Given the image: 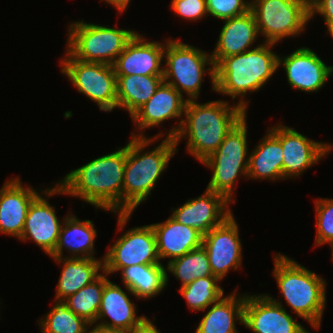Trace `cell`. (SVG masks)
<instances>
[{
	"mask_svg": "<svg viewBox=\"0 0 333 333\" xmlns=\"http://www.w3.org/2000/svg\"><path fill=\"white\" fill-rule=\"evenodd\" d=\"M126 163V146L98 157L70 173L56 187L42 191L48 198L55 194L80 197L105 211L118 214V226L124 228L131 214H122V190ZM48 190V191H47Z\"/></svg>",
	"mask_w": 333,
	"mask_h": 333,
	"instance_id": "1",
	"label": "cell"
},
{
	"mask_svg": "<svg viewBox=\"0 0 333 333\" xmlns=\"http://www.w3.org/2000/svg\"><path fill=\"white\" fill-rule=\"evenodd\" d=\"M184 119L168 132L176 145L188 137L187 151L200 162L217 150L226 134L246 115L238 104L229 106L227 101H210L205 104L187 100Z\"/></svg>",
	"mask_w": 333,
	"mask_h": 333,
	"instance_id": "2",
	"label": "cell"
},
{
	"mask_svg": "<svg viewBox=\"0 0 333 333\" xmlns=\"http://www.w3.org/2000/svg\"><path fill=\"white\" fill-rule=\"evenodd\" d=\"M131 134L132 139L126 145L122 214H132L141 202L147 200L159 176L168 166L170 158L175 151H178L175 140L166 137L152 151L142 154L145 147L155 142L164 133L150 139L144 137L141 131L137 135Z\"/></svg>",
	"mask_w": 333,
	"mask_h": 333,
	"instance_id": "3",
	"label": "cell"
},
{
	"mask_svg": "<svg viewBox=\"0 0 333 333\" xmlns=\"http://www.w3.org/2000/svg\"><path fill=\"white\" fill-rule=\"evenodd\" d=\"M275 43H260L257 47L238 55L223 58L215 66V91L224 95L242 97L237 103L245 111V94L258 91L278 70V55L270 48Z\"/></svg>",
	"mask_w": 333,
	"mask_h": 333,
	"instance_id": "4",
	"label": "cell"
},
{
	"mask_svg": "<svg viewBox=\"0 0 333 333\" xmlns=\"http://www.w3.org/2000/svg\"><path fill=\"white\" fill-rule=\"evenodd\" d=\"M273 275L286 303L313 328L319 329L326 303V282L294 259L278 253Z\"/></svg>",
	"mask_w": 333,
	"mask_h": 333,
	"instance_id": "5",
	"label": "cell"
},
{
	"mask_svg": "<svg viewBox=\"0 0 333 333\" xmlns=\"http://www.w3.org/2000/svg\"><path fill=\"white\" fill-rule=\"evenodd\" d=\"M246 115L226 134L217 150L202 163L213 170L207 189L234 202L232 192L238 176L248 175L249 156ZM246 157V158H245Z\"/></svg>",
	"mask_w": 333,
	"mask_h": 333,
	"instance_id": "6",
	"label": "cell"
},
{
	"mask_svg": "<svg viewBox=\"0 0 333 333\" xmlns=\"http://www.w3.org/2000/svg\"><path fill=\"white\" fill-rule=\"evenodd\" d=\"M164 58V82L173 86L181 95L187 93L189 98L186 100L198 99L206 70L211 77L212 90L215 91V66L206 51L179 40L166 39ZM208 64L211 68L205 69Z\"/></svg>",
	"mask_w": 333,
	"mask_h": 333,
	"instance_id": "7",
	"label": "cell"
},
{
	"mask_svg": "<svg viewBox=\"0 0 333 333\" xmlns=\"http://www.w3.org/2000/svg\"><path fill=\"white\" fill-rule=\"evenodd\" d=\"M136 33L81 20L69 26L66 50L74 59L113 65Z\"/></svg>",
	"mask_w": 333,
	"mask_h": 333,
	"instance_id": "8",
	"label": "cell"
},
{
	"mask_svg": "<svg viewBox=\"0 0 333 333\" xmlns=\"http://www.w3.org/2000/svg\"><path fill=\"white\" fill-rule=\"evenodd\" d=\"M259 34L266 43L301 34L310 20L309 6L303 0H254L250 1Z\"/></svg>",
	"mask_w": 333,
	"mask_h": 333,
	"instance_id": "9",
	"label": "cell"
},
{
	"mask_svg": "<svg viewBox=\"0 0 333 333\" xmlns=\"http://www.w3.org/2000/svg\"><path fill=\"white\" fill-rule=\"evenodd\" d=\"M61 60V71L78 92L98 104L101 111L117 107V76L113 65L74 59L67 51Z\"/></svg>",
	"mask_w": 333,
	"mask_h": 333,
	"instance_id": "10",
	"label": "cell"
},
{
	"mask_svg": "<svg viewBox=\"0 0 333 333\" xmlns=\"http://www.w3.org/2000/svg\"><path fill=\"white\" fill-rule=\"evenodd\" d=\"M102 260L103 271L107 275L132 265L161 264L152 226L129 229L116 240Z\"/></svg>",
	"mask_w": 333,
	"mask_h": 333,
	"instance_id": "11",
	"label": "cell"
},
{
	"mask_svg": "<svg viewBox=\"0 0 333 333\" xmlns=\"http://www.w3.org/2000/svg\"><path fill=\"white\" fill-rule=\"evenodd\" d=\"M269 130L280 140L283 149V180L298 177L333 149L331 145L310 140L283 124Z\"/></svg>",
	"mask_w": 333,
	"mask_h": 333,
	"instance_id": "12",
	"label": "cell"
},
{
	"mask_svg": "<svg viewBox=\"0 0 333 333\" xmlns=\"http://www.w3.org/2000/svg\"><path fill=\"white\" fill-rule=\"evenodd\" d=\"M243 325L254 333H310L268 294L245 295Z\"/></svg>",
	"mask_w": 333,
	"mask_h": 333,
	"instance_id": "13",
	"label": "cell"
},
{
	"mask_svg": "<svg viewBox=\"0 0 333 333\" xmlns=\"http://www.w3.org/2000/svg\"><path fill=\"white\" fill-rule=\"evenodd\" d=\"M238 230V224L231 214L203 236L202 246L207 252L210 268L220 280L230 269L237 270L241 266L242 245Z\"/></svg>",
	"mask_w": 333,
	"mask_h": 333,
	"instance_id": "14",
	"label": "cell"
},
{
	"mask_svg": "<svg viewBox=\"0 0 333 333\" xmlns=\"http://www.w3.org/2000/svg\"><path fill=\"white\" fill-rule=\"evenodd\" d=\"M280 65L286 71L288 84L304 92H317L333 73V66H327L317 54L301 47L286 57H278Z\"/></svg>",
	"mask_w": 333,
	"mask_h": 333,
	"instance_id": "15",
	"label": "cell"
},
{
	"mask_svg": "<svg viewBox=\"0 0 333 333\" xmlns=\"http://www.w3.org/2000/svg\"><path fill=\"white\" fill-rule=\"evenodd\" d=\"M164 50L165 44L148 42L136 33L113 64L116 76H163Z\"/></svg>",
	"mask_w": 333,
	"mask_h": 333,
	"instance_id": "16",
	"label": "cell"
},
{
	"mask_svg": "<svg viewBox=\"0 0 333 333\" xmlns=\"http://www.w3.org/2000/svg\"><path fill=\"white\" fill-rule=\"evenodd\" d=\"M229 204L222 195L206 189L200 197L189 199L179 208H175L171 217L204 236L232 214L230 208H227Z\"/></svg>",
	"mask_w": 333,
	"mask_h": 333,
	"instance_id": "17",
	"label": "cell"
},
{
	"mask_svg": "<svg viewBox=\"0 0 333 333\" xmlns=\"http://www.w3.org/2000/svg\"><path fill=\"white\" fill-rule=\"evenodd\" d=\"M39 195L23 187L20 178L6 181L0 190V233L21 238L29 206Z\"/></svg>",
	"mask_w": 333,
	"mask_h": 333,
	"instance_id": "18",
	"label": "cell"
},
{
	"mask_svg": "<svg viewBox=\"0 0 333 333\" xmlns=\"http://www.w3.org/2000/svg\"><path fill=\"white\" fill-rule=\"evenodd\" d=\"M40 194L29 206L21 235L22 241L33 240L46 254L51 255L58 243L62 222L53 206Z\"/></svg>",
	"mask_w": 333,
	"mask_h": 333,
	"instance_id": "19",
	"label": "cell"
},
{
	"mask_svg": "<svg viewBox=\"0 0 333 333\" xmlns=\"http://www.w3.org/2000/svg\"><path fill=\"white\" fill-rule=\"evenodd\" d=\"M259 35L255 16L251 10L247 13L224 20L219 39L210 54L216 66L223 58L249 51V47Z\"/></svg>",
	"mask_w": 333,
	"mask_h": 333,
	"instance_id": "20",
	"label": "cell"
},
{
	"mask_svg": "<svg viewBox=\"0 0 333 333\" xmlns=\"http://www.w3.org/2000/svg\"><path fill=\"white\" fill-rule=\"evenodd\" d=\"M187 100L171 85L163 82L154 95L132 116L137 130L143 131L149 127L158 126L168 119L184 115Z\"/></svg>",
	"mask_w": 333,
	"mask_h": 333,
	"instance_id": "21",
	"label": "cell"
},
{
	"mask_svg": "<svg viewBox=\"0 0 333 333\" xmlns=\"http://www.w3.org/2000/svg\"><path fill=\"white\" fill-rule=\"evenodd\" d=\"M155 234L158 256L169 261L202 246L203 235L196 229L169 217L163 223L151 224ZM172 258V259H171Z\"/></svg>",
	"mask_w": 333,
	"mask_h": 333,
	"instance_id": "22",
	"label": "cell"
},
{
	"mask_svg": "<svg viewBox=\"0 0 333 333\" xmlns=\"http://www.w3.org/2000/svg\"><path fill=\"white\" fill-rule=\"evenodd\" d=\"M63 221L57 246L50 256L52 258L64 257V247V249L66 248L72 253L70 258L94 259V240L97 237V232L93 222L90 220H78L77 217L71 213L67 215Z\"/></svg>",
	"mask_w": 333,
	"mask_h": 333,
	"instance_id": "23",
	"label": "cell"
},
{
	"mask_svg": "<svg viewBox=\"0 0 333 333\" xmlns=\"http://www.w3.org/2000/svg\"><path fill=\"white\" fill-rule=\"evenodd\" d=\"M136 306L132 304L127 293L118 285L108 280L102 292L101 304L98 310L97 321L110 317V322H101L100 324L127 330L139 324L145 316H136Z\"/></svg>",
	"mask_w": 333,
	"mask_h": 333,
	"instance_id": "24",
	"label": "cell"
},
{
	"mask_svg": "<svg viewBox=\"0 0 333 333\" xmlns=\"http://www.w3.org/2000/svg\"><path fill=\"white\" fill-rule=\"evenodd\" d=\"M62 263V270L56 288V300H64L97 279L104 270L103 260L96 258H54Z\"/></svg>",
	"mask_w": 333,
	"mask_h": 333,
	"instance_id": "25",
	"label": "cell"
},
{
	"mask_svg": "<svg viewBox=\"0 0 333 333\" xmlns=\"http://www.w3.org/2000/svg\"><path fill=\"white\" fill-rule=\"evenodd\" d=\"M245 295L231 293L213 303L202 317L195 333H238L236 321L243 324Z\"/></svg>",
	"mask_w": 333,
	"mask_h": 333,
	"instance_id": "26",
	"label": "cell"
},
{
	"mask_svg": "<svg viewBox=\"0 0 333 333\" xmlns=\"http://www.w3.org/2000/svg\"><path fill=\"white\" fill-rule=\"evenodd\" d=\"M249 155L247 177L256 179H283V149L280 140L270 131Z\"/></svg>",
	"mask_w": 333,
	"mask_h": 333,
	"instance_id": "27",
	"label": "cell"
},
{
	"mask_svg": "<svg viewBox=\"0 0 333 333\" xmlns=\"http://www.w3.org/2000/svg\"><path fill=\"white\" fill-rule=\"evenodd\" d=\"M166 268L161 264L132 265L121 270L127 291L141 299L158 295L168 283Z\"/></svg>",
	"mask_w": 333,
	"mask_h": 333,
	"instance_id": "28",
	"label": "cell"
},
{
	"mask_svg": "<svg viewBox=\"0 0 333 333\" xmlns=\"http://www.w3.org/2000/svg\"><path fill=\"white\" fill-rule=\"evenodd\" d=\"M163 82V76H117V108L126 109L132 116Z\"/></svg>",
	"mask_w": 333,
	"mask_h": 333,
	"instance_id": "29",
	"label": "cell"
},
{
	"mask_svg": "<svg viewBox=\"0 0 333 333\" xmlns=\"http://www.w3.org/2000/svg\"><path fill=\"white\" fill-rule=\"evenodd\" d=\"M106 275L103 271L93 282L63 300L71 311L84 318L88 323L97 322L102 292L105 283L108 281Z\"/></svg>",
	"mask_w": 333,
	"mask_h": 333,
	"instance_id": "30",
	"label": "cell"
},
{
	"mask_svg": "<svg viewBox=\"0 0 333 333\" xmlns=\"http://www.w3.org/2000/svg\"><path fill=\"white\" fill-rule=\"evenodd\" d=\"M167 264L166 271L171 272L182 282L181 287L190 284L195 279L214 276L210 268L207 252L203 246L175 258Z\"/></svg>",
	"mask_w": 333,
	"mask_h": 333,
	"instance_id": "31",
	"label": "cell"
},
{
	"mask_svg": "<svg viewBox=\"0 0 333 333\" xmlns=\"http://www.w3.org/2000/svg\"><path fill=\"white\" fill-rule=\"evenodd\" d=\"M44 317L38 321L41 333H86L88 327L95 324L77 316L63 300H57Z\"/></svg>",
	"mask_w": 333,
	"mask_h": 333,
	"instance_id": "32",
	"label": "cell"
},
{
	"mask_svg": "<svg viewBox=\"0 0 333 333\" xmlns=\"http://www.w3.org/2000/svg\"><path fill=\"white\" fill-rule=\"evenodd\" d=\"M220 281L216 276L198 278L181 287L179 292L185 298L191 310H206L224 296L223 289L217 284Z\"/></svg>",
	"mask_w": 333,
	"mask_h": 333,
	"instance_id": "33",
	"label": "cell"
},
{
	"mask_svg": "<svg viewBox=\"0 0 333 333\" xmlns=\"http://www.w3.org/2000/svg\"><path fill=\"white\" fill-rule=\"evenodd\" d=\"M316 240L315 245L333 242V199H316Z\"/></svg>",
	"mask_w": 333,
	"mask_h": 333,
	"instance_id": "34",
	"label": "cell"
},
{
	"mask_svg": "<svg viewBox=\"0 0 333 333\" xmlns=\"http://www.w3.org/2000/svg\"><path fill=\"white\" fill-rule=\"evenodd\" d=\"M251 2L244 0H206L207 12L211 16L226 20L247 13Z\"/></svg>",
	"mask_w": 333,
	"mask_h": 333,
	"instance_id": "35",
	"label": "cell"
},
{
	"mask_svg": "<svg viewBox=\"0 0 333 333\" xmlns=\"http://www.w3.org/2000/svg\"><path fill=\"white\" fill-rule=\"evenodd\" d=\"M171 9L190 21L200 20L208 14L206 0H172Z\"/></svg>",
	"mask_w": 333,
	"mask_h": 333,
	"instance_id": "36",
	"label": "cell"
},
{
	"mask_svg": "<svg viewBox=\"0 0 333 333\" xmlns=\"http://www.w3.org/2000/svg\"><path fill=\"white\" fill-rule=\"evenodd\" d=\"M310 19L315 13L324 17L325 24L333 23V0H317L310 7Z\"/></svg>",
	"mask_w": 333,
	"mask_h": 333,
	"instance_id": "37",
	"label": "cell"
},
{
	"mask_svg": "<svg viewBox=\"0 0 333 333\" xmlns=\"http://www.w3.org/2000/svg\"><path fill=\"white\" fill-rule=\"evenodd\" d=\"M124 333H160L156 326L146 318H144L139 324L124 330Z\"/></svg>",
	"mask_w": 333,
	"mask_h": 333,
	"instance_id": "38",
	"label": "cell"
},
{
	"mask_svg": "<svg viewBox=\"0 0 333 333\" xmlns=\"http://www.w3.org/2000/svg\"><path fill=\"white\" fill-rule=\"evenodd\" d=\"M88 330L89 329H87L86 333H124V330L122 329L108 327L102 324H98L93 327V329Z\"/></svg>",
	"mask_w": 333,
	"mask_h": 333,
	"instance_id": "39",
	"label": "cell"
},
{
	"mask_svg": "<svg viewBox=\"0 0 333 333\" xmlns=\"http://www.w3.org/2000/svg\"><path fill=\"white\" fill-rule=\"evenodd\" d=\"M104 1L116 7V9L119 10L118 12L125 11L130 2V0H104Z\"/></svg>",
	"mask_w": 333,
	"mask_h": 333,
	"instance_id": "40",
	"label": "cell"
},
{
	"mask_svg": "<svg viewBox=\"0 0 333 333\" xmlns=\"http://www.w3.org/2000/svg\"><path fill=\"white\" fill-rule=\"evenodd\" d=\"M328 32L333 38V23L332 24H327Z\"/></svg>",
	"mask_w": 333,
	"mask_h": 333,
	"instance_id": "41",
	"label": "cell"
},
{
	"mask_svg": "<svg viewBox=\"0 0 333 333\" xmlns=\"http://www.w3.org/2000/svg\"><path fill=\"white\" fill-rule=\"evenodd\" d=\"M309 7L317 0H303Z\"/></svg>",
	"mask_w": 333,
	"mask_h": 333,
	"instance_id": "42",
	"label": "cell"
},
{
	"mask_svg": "<svg viewBox=\"0 0 333 333\" xmlns=\"http://www.w3.org/2000/svg\"><path fill=\"white\" fill-rule=\"evenodd\" d=\"M330 245H331V248H332V256H333V242ZM332 259H333V257H332Z\"/></svg>",
	"mask_w": 333,
	"mask_h": 333,
	"instance_id": "43",
	"label": "cell"
}]
</instances>
